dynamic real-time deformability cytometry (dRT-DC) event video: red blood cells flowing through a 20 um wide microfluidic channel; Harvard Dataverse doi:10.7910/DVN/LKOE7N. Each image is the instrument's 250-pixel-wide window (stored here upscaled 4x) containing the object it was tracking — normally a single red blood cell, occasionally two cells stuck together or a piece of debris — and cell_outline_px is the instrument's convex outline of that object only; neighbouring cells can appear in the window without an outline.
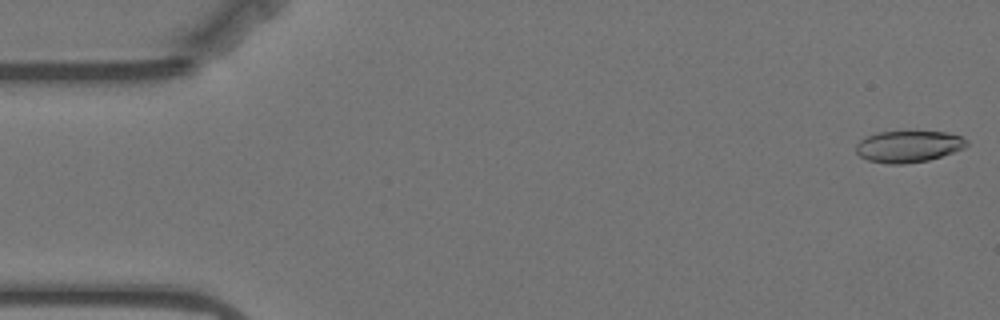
{"species": "Egyptian fruit bat (a non-hibernating species)", "species_latin": "Rousettus aegyptiacus", "temperature_condition": "warm", "stored_images_in_passage": 49, "camera_frame_rate_fps": 3000, "um_per_image_px": 0.085, "animal": {"sex": "female"}, "frame": {"image": 1, "passage_image": 1, "time_ms": 0.0, "image_size_px": [1000, 320], "cell_outline_px": [[968, 144], [964, 148], [928, 160], [904, 164], [888, 164], [868, 160], [860, 156], [856, 152], [856, 144], [864, 136], [876, 132], [944, 132], [960, 136], [968, 140]], "centroid_in_image_um": [77.18, 12.45], "position_along_channel_um": 7.8, "area_um2": 20.29}}
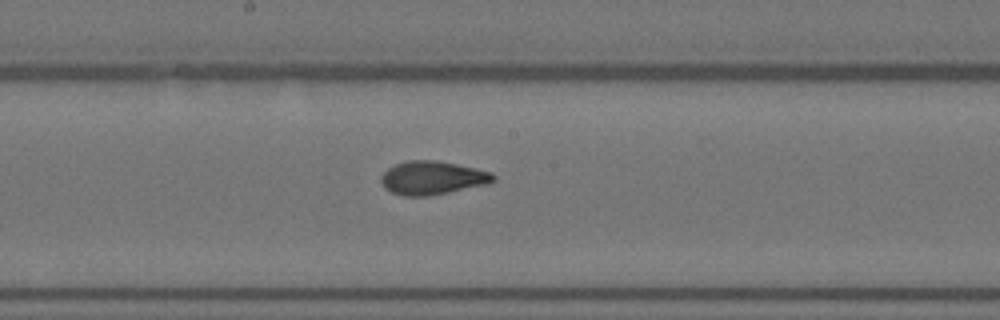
{"frame": {"image": 2, "passage_image": 29, "time_ms": 9.333, "image_size_px": [1000, 320], "cell_outline_px": [[496, 180], [488, 184], [428, 196], [404, 196], [392, 192], [384, 188], [380, 180], [380, 176], [388, 168], [396, 164], [408, 160], [436, 160], [456, 164], [492, 172], [496, 176]], "centroid_in_image_um": [36.75, 15.12], "position_along_channel_um": 211.5, "area_um2": 21.91}}
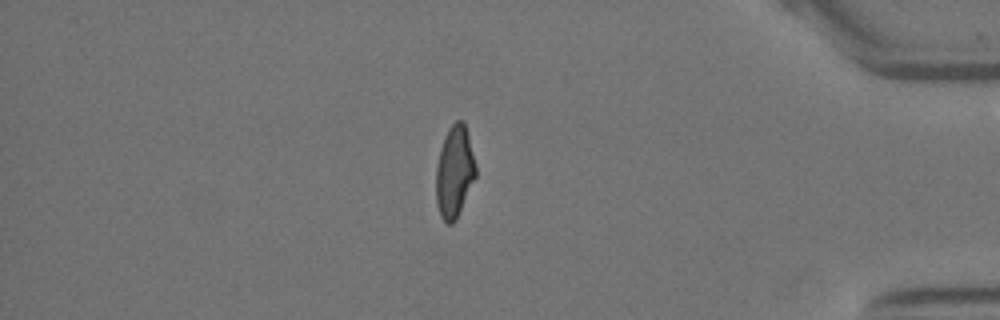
{"frame": {"image": 3, "passage_image": 48, "time_ms": 15.667, "image_size_px": [1000, 320], "cell_outline_px": [[476, 176], [456, 220], [452, 224], [448, 224], [440, 216], [436, 204], [436, 168], [440, 148], [444, 136], [448, 128], [456, 120], [464, 120], [476, 164]], "centroid_in_image_um": [38.62, 14.59], "position_along_channel_um": 396.6, "area_um2": 21.39}, "authors_computed_cell_mechanics": {"area_um2": 21.386, "velocity_mm_per_s": 3.5298, "shape_relaxation_time_tau1_ms": 6.1712, "shape_relaxation_time_tau2_ms": 1.8295, "deformation_change_tau1": 0.1888, "deformation_change_tau2": 0.0776}}